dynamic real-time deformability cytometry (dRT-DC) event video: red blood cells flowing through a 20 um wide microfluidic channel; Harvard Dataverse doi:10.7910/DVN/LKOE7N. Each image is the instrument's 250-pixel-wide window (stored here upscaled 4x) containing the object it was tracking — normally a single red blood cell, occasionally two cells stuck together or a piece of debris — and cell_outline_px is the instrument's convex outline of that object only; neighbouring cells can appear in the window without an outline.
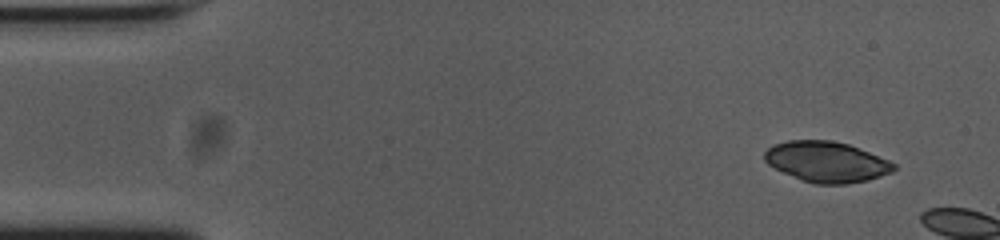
{"species": "common noctule bat (a hibernating species)", "species_latin": "Nyctalus noctula", "temperature_condition": "cold", "stored_images_in_passage": 5, "camera_frame_rate_fps": 3000, "um_per_image_px": 0.085, "animal": {"sex": "female", "body_mass_g": 23.0, "forearm_length_mm": 53.4}, "frame": {"image": 1, "passage_image": 1, "time_ms": 0.0, "image_size_px": [1000, 240], "cell_outline_px": [[896, 168], [892, 172], [868, 180], [848, 184], [816, 184], [800, 180], [768, 164], [764, 160], [764, 152], [772, 144], [788, 140], [832, 140], [848, 144], [888, 160], [896, 164]], "centroid_in_image_um": [70.24, 13.75], "position_along_channel_um": 14.8, "area_um2": 30.58}}